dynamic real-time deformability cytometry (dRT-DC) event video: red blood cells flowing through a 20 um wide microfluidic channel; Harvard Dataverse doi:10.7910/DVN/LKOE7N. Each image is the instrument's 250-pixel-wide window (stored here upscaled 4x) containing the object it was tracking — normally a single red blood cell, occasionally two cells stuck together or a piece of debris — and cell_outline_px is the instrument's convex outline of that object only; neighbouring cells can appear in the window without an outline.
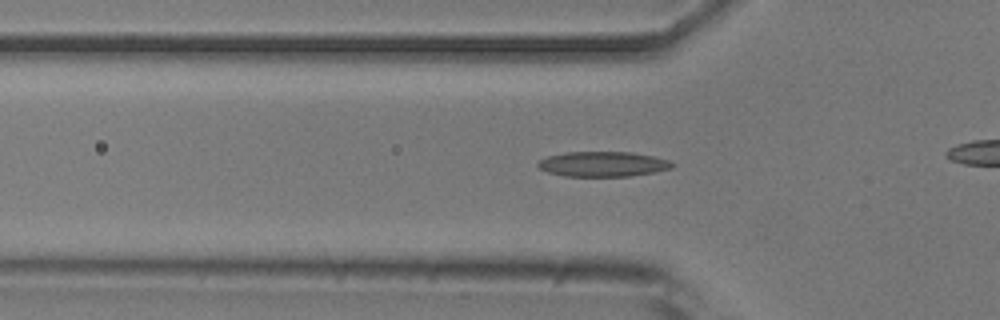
{"species": "common noctule bat (a hibernating species)", "species_latin": "Nyctalus noctula", "temperature_condition": "room temperature", "stored_images_in_passage": 42, "camera_frame_rate_fps": 3000, "um_per_image_px": 0.085, "animal": {"sex": "male", "body_mass_g": 20.5, "forearm_length_mm": 52.5}, "frame": {"image": 1, "passage_image": 17, "time_ms": 5.333, "image_size_px": [1000, 320], "cell_outline_px": [[676, 164], [672, 168], [632, 176], [564, 176], [548, 172], [540, 168], [536, 164], [540, 160], [548, 156], [564, 152], [632, 152], [652, 156], [668, 160]], "centroid_in_image_um": [51.24, 13.94], "position_along_channel_um": 74.6, "area_um2": 19.54}}
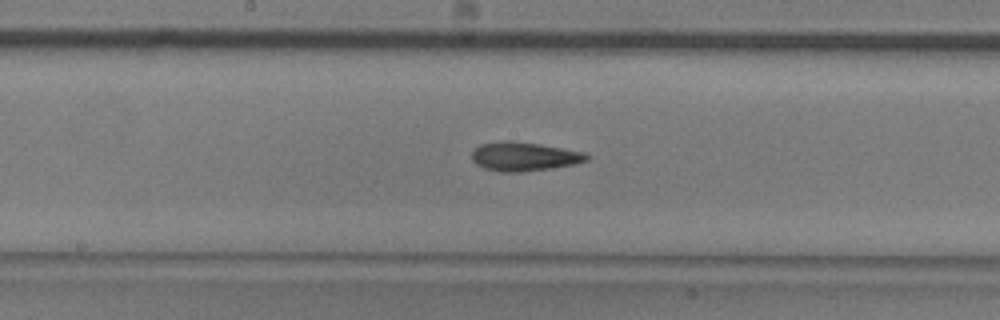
{"frame": {"image": 2, "passage_image": 27, "time_ms": 8.667, "image_size_px": [1000, 320], "cell_outline_px": [[592, 156], [588, 160], [576, 164], [552, 168], [520, 172], [500, 172], [484, 168], [476, 164], [472, 160], [472, 152], [480, 144], [500, 140], [508, 140], [540, 144], [584, 152]], "centroid_in_image_um": [44.56, 13.3], "position_along_channel_um": 203.6, "area_um2": 19.54}}
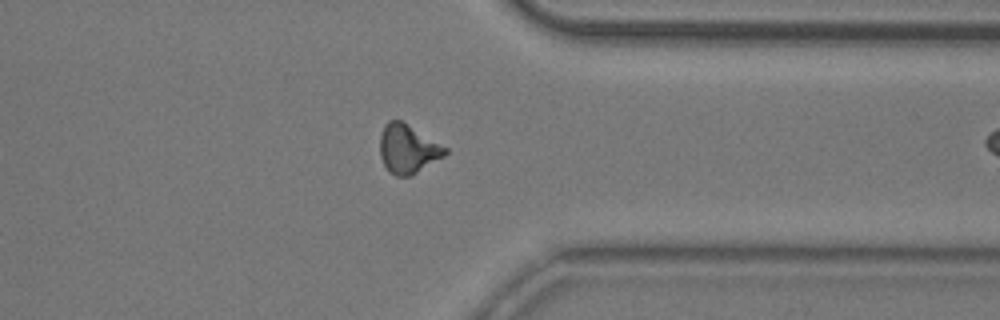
{"frame": {"image": 3, "passage_image": 41, "time_ms": 13.333, "image_size_px": [1000, 320], "cell_outline_px": [[448, 152], [444, 156], [412, 176], [396, 176], [388, 172], [380, 156], [380, 136], [384, 124], [388, 120], [400, 120], [448, 148]], "centroid_in_image_um": [34.65, 12.68], "position_along_channel_um": 376.7, "area_um2": 18.55}}